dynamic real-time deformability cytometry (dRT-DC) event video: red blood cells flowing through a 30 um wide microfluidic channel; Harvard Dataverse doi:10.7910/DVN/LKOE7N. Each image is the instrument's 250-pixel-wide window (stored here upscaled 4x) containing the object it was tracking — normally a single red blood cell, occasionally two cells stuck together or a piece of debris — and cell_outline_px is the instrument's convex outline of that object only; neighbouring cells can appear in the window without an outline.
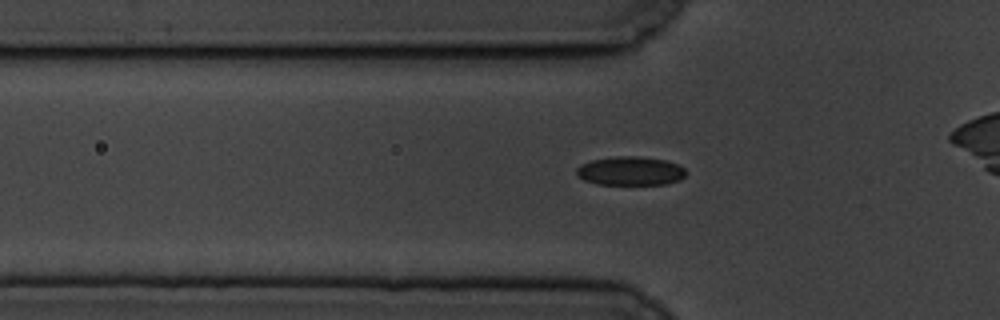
{"species": "common noctule bat (a hibernating species)", "species_latin": "Nyctalus noctula", "temperature_condition": "cold", "stored_images_in_passage": 42, "camera_frame_rate_fps": 3000, "um_per_image_px": 0.085, "animal": {"sex": "male", "body_mass_g": 19.5, "forearm_length_mm": 54.6}, "frame": {"image": 1, "passage_image": 13, "time_ms": 4.0, "image_size_px": [1000, 320], "cell_outline_px": [[688, 172], [680, 180], [664, 184], [596, 184], [584, 180], [576, 176], [576, 168], [580, 164], [592, 160], [616, 156], [636, 156], [664, 160], [676, 164], [684, 168]], "centroid_in_image_um": [53.55, 14.53], "position_along_channel_um": 72.2, "area_um2": 18.38}}
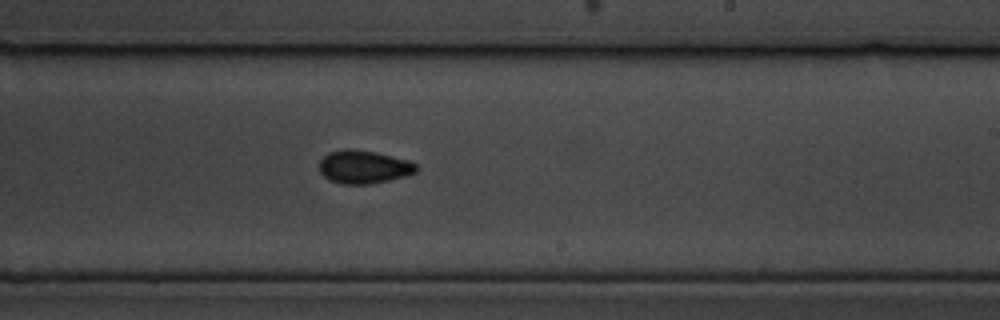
{"frame": {"image": 2, "passage_image": 29, "time_ms": 9.333, "image_size_px": [1000, 320], "cell_outline_px": [[420, 168], [416, 172], [404, 176], [372, 184], [340, 184], [328, 180], [320, 172], [320, 160], [328, 152], [344, 148], [352, 148], [376, 152], [408, 160], [416, 164]], "centroid_in_image_um": [30.9, 14.18], "position_along_channel_um": 258.1, "area_um2": 18.96}}
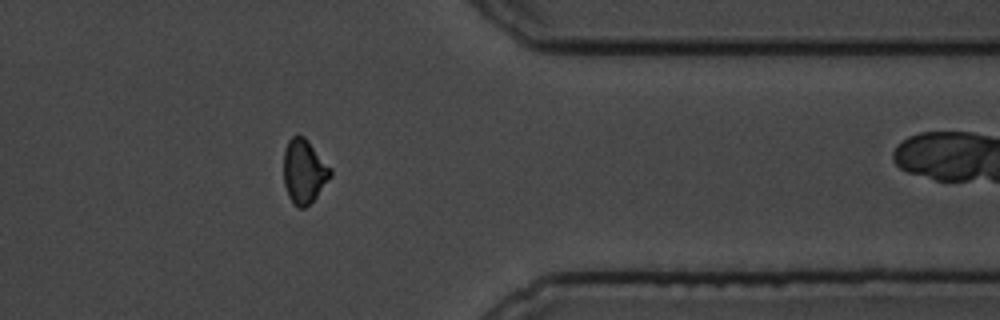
{"frame": {"image": 3, "passage_image": 41, "time_ms": 13.333, "image_size_px": [1000, 320], "cell_outline_px": [[332, 176], [316, 196], [304, 208], [296, 208], [292, 204], [288, 196], [284, 184], [284, 148], [288, 140], [292, 136], [304, 136], [308, 140], [332, 168]], "centroid_in_image_um": [25.84, 14.56], "position_along_channel_um": 385.6, "area_um2": 17.63}}